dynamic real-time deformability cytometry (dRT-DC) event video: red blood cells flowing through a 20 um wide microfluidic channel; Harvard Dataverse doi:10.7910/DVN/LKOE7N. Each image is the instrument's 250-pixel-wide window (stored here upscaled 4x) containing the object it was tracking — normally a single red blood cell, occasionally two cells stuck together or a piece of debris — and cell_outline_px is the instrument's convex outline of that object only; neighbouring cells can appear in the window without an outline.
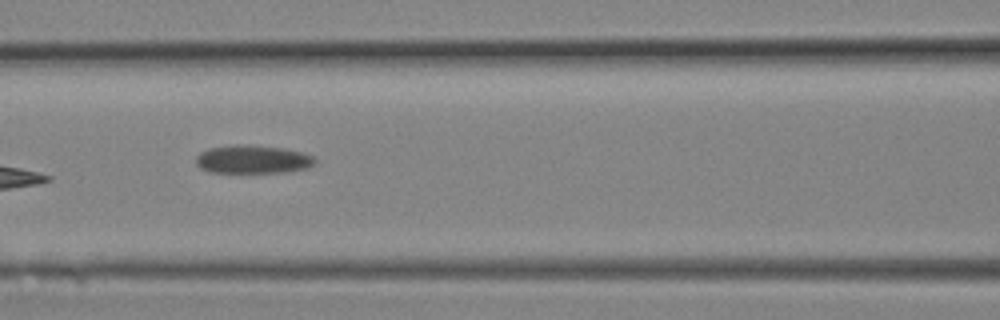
{"species": "Egyptian fruit bat (a non-hibernating species)", "species_latin": "Rousettus aegyptiacus", "temperature_condition": "room temperature", "stored_images_in_passage": 10, "camera_frame_rate_fps": 3000, "um_per_image_px": 0.085, "animal": {"sex": "female"}, "frame": {"image": 1, "passage_image": 9, "time_ms": 2.667, "image_size_px": [1000, 320], "cell_outline_px": [[316, 164], [308, 168], [284, 172], [208, 172], [200, 168], [196, 164], [196, 156], [200, 152], [208, 148], [236, 144], [244, 144], [284, 148], [304, 152], [312, 156], [316, 160]], "centroid_in_image_um": [21.49, 13.54], "position_along_channel_um": 145.1, "area_um2": 19.83}}